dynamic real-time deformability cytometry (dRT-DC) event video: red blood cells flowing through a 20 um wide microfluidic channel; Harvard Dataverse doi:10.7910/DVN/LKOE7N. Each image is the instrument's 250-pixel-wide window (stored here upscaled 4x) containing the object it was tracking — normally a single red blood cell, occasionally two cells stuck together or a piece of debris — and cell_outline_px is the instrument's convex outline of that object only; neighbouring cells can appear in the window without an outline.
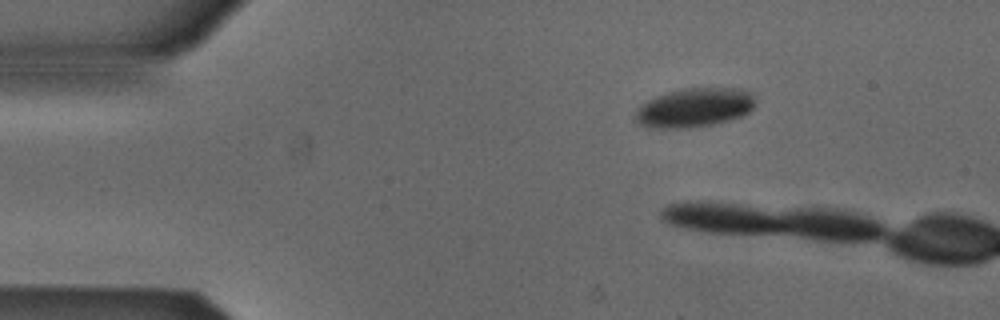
{"species": "Egyptian fruit bat (a non-hibernating species)", "species_latin": "Rousettus aegyptiacus", "temperature_condition": "cold", "stored_images_in_passage": 3, "camera_frame_rate_fps": 3000, "um_per_image_px": 0.085, "animal": {"sex": "male"}, "frame": {"image": 1, "passage_image": 1, "time_ms": 0.0, "image_size_px": [1000, 320], "cell_outline_px": [[756, 104], [744, 116], [712, 124], [688, 128], [660, 128], [640, 124], [636, 120], [636, 112], [648, 100], [656, 96], [680, 88], [740, 88], [752, 92]], "centroid_in_image_um": [59.1, 9.13], "position_along_channel_um": 25.9, "area_um2": 27.17}}